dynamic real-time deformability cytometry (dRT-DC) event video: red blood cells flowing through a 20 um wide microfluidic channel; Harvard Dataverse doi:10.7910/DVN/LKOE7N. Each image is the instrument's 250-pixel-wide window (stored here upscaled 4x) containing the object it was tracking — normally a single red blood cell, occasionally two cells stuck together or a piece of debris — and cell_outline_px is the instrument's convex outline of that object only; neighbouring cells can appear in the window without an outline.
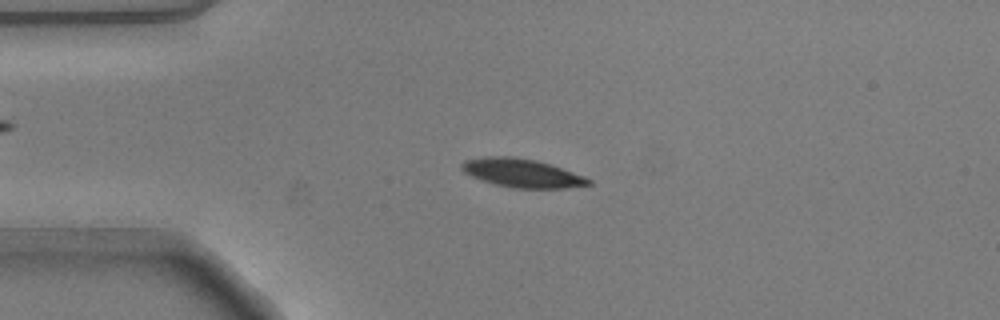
{"species": "common noctule bat (a hibernating species)", "species_latin": "Nyctalus noctula", "temperature_condition": "warm", "stored_images_in_passage": 32, "camera_frame_rate_fps": 3000, "um_per_image_px": 0.085, "animal": {"sex": "male", "body_mass_g": 20.5, "forearm_length_mm": 52.5}, "frame": {"image": 1, "passage_image": 4, "time_ms": 1.0, "image_size_px": [1000, 320], "cell_outline_px": [[592, 184], [564, 188], [512, 188], [480, 180], [464, 172], [460, 168], [460, 164], [464, 160], [488, 156], [512, 156], [536, 160], [552, 164], [584, 176], [592, 180]], "centroid_in_image_um": [44.36, 14.7], "position_along_channel_um": 40.6, "area_um2": 21.21}}
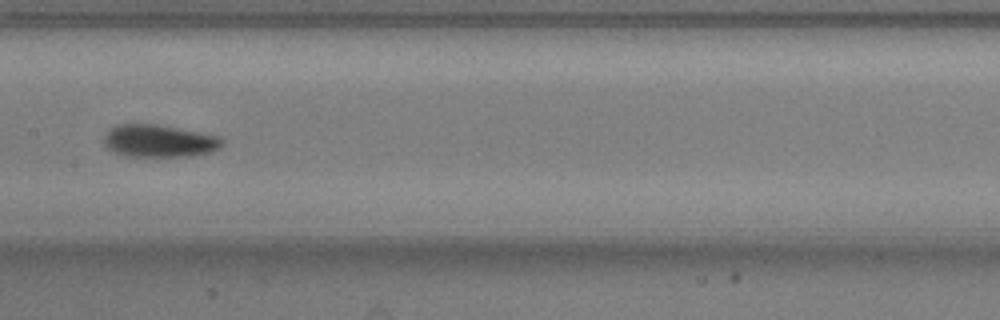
{"frame": {"image": 2, "passage_image": 18, "time_ms": 5.667, "image_size_px": [1000, 320], "cell_outline_px": [[224, 144], [220, 148], [212, 152], [192, 156], [124, 156], [112, 152], [104, 144], [104, 136], [108, 128], [116, 124], [156, 124], [200, 132], [220, 136], [224, 140]], "centroid_in_image_um": [13.53, 11.98], "position_along_channel_um": 193.9, "area_um2": 22.72}}
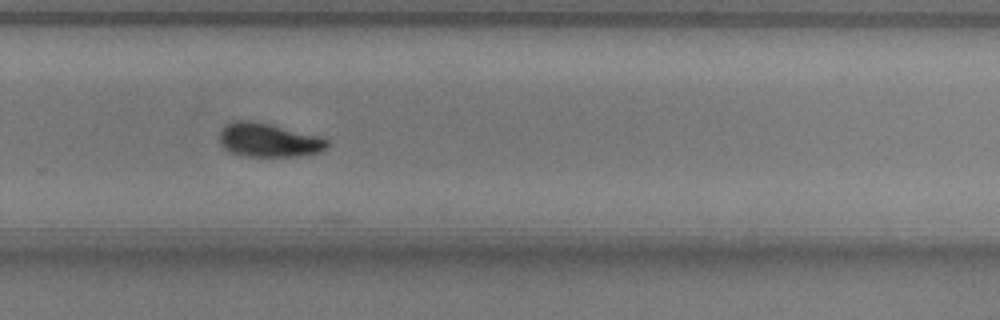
{"frame": {"image": 3, "passage_image": 27, "time_ms": 8.667, "image_size_px": [1000, 320], "cell_outline_px": [[328, 148], [320, 152], [300, 156], [236, 156], [228, 152], [220, 144], [220, 132], [232, 120], [252, 120], [324, 136], [328, 140]], "centroid_in_image_um": [22.86, 11.91], "position_along_channel_um": 306.9, "area_um2": 21.68}}